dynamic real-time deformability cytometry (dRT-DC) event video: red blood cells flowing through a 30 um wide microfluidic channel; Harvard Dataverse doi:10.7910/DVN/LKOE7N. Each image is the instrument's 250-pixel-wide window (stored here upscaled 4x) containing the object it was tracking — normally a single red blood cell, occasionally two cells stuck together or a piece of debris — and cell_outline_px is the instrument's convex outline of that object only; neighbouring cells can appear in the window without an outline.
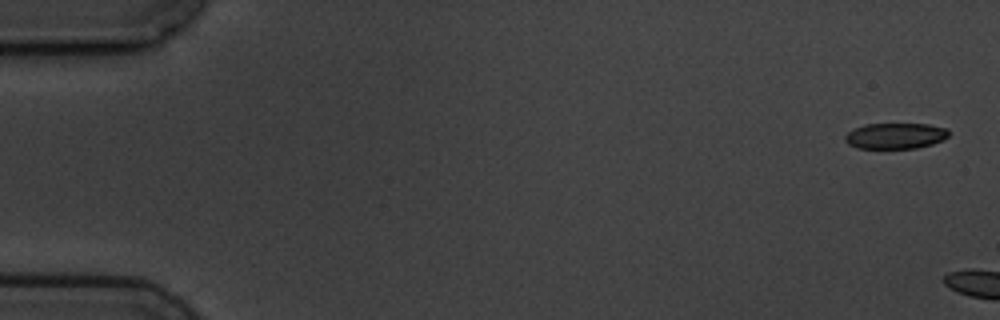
{"species": "common noctule bat (a hibernating species)", "species_latin": "Nyctalus noctula", "temperature_condition": "cold", "stored_images_in_passage": 3, "camera_frame_rate_fps": 3000, "um_per_image_px": 0.085, "animal": {"sex": "male", "body_mass_g": 19.5, "forearm_length_mm": 54.6}, "frame": {"image": 1, "passage_image": 1, "time_ms": 0.0, "image_size_px": [1000, 320], "cell_outline_px": [[948, 136], [944, 140], [932, 144], [916, 148], [856, 148], [848, 144], [844, 140], [844, 136], [848, 132], [864, 124], [928, 124], [948, 128]], "centroid_in_image_um": [76.11, 11.55], "position_along_channel_um": 8.9, "area_um2": 15.66}}